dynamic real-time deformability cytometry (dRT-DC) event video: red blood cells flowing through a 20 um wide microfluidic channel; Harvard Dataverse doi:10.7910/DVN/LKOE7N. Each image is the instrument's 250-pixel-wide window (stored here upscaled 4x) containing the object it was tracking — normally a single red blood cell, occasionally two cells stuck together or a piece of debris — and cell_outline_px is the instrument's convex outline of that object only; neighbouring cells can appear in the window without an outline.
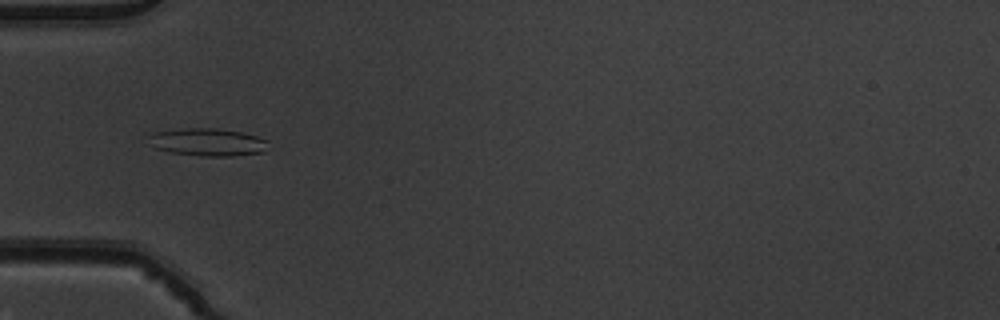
{"species": "common noctule bat (a hibernating species)", "species_latin": "Nyctalus noctula", "temperature_condition": "warm", "stored_images_in_passage": 53, "camera_frame_rate_fps": 3000, "um_per_image_px": 0.085, "animal": {"sex": "male", "body_mass_g": 19.5, "forearm_length_mm": 54.6}, "frame": {"image": 1, "passage_image": 18, "time_ms": 5.667, "image_size_px": [1000, 320], "cell_outline_px": [[268, 140], [264, 152], [232, 156], [200, 156], [168, 152], [156, 148], [148, 136], [152, 132], [184, 128], [216, 128], [240, 132], [256, 136]], "centroid_in_image_um": [17.65, 12.08], "position_along_channel_um": 67.4, "area_um2": 19.19}}
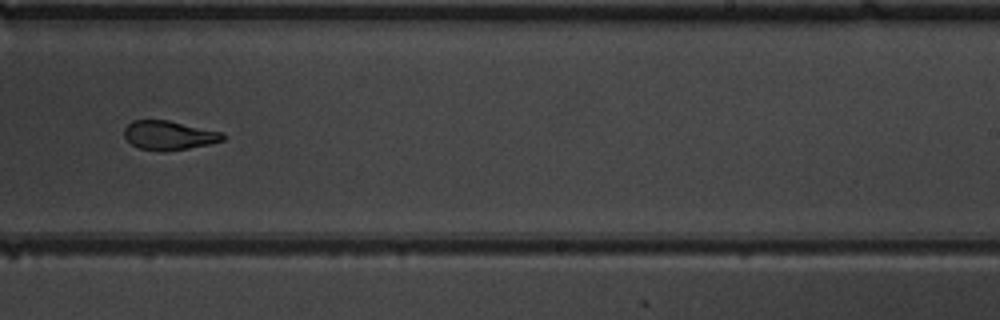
{"frame": {"image": 2, "passage_image": 34, "time_ms": 11.0, "image_size_px": [1000, 320], "cell_outline_px": [[224, 140], [212, 144], [164, 152], [160, 152], [140, 148], [132, 144], [124, 136], [124, 128], [132, 120], [168, 120], [220, 132], [224, 136]], "centroid_in_image_um": [14.34, 11.51], "position_along_channel_um": 274.7, "area_um2": 16.65}}
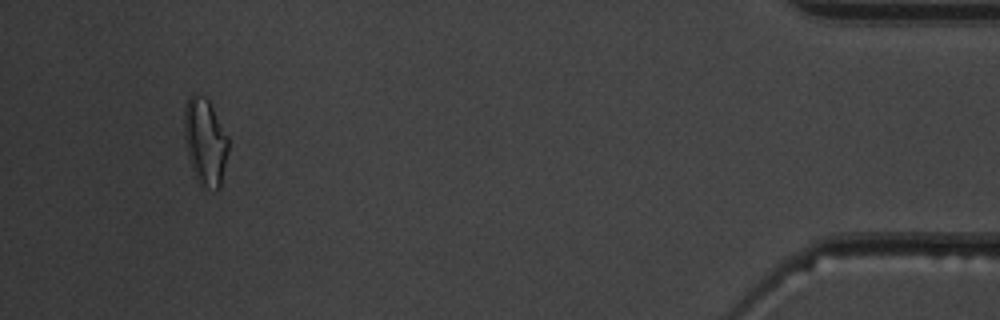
{"frame": {"image": 3, "passage_image": 50, "time_ms": 16.333, "image_size_px": [1000, 320], "cell_outline_px": [[228, 152], [220, 188], [216, 188], [200, 184], [192, 168], [188, 156], [184, 136], [184, 108], [188, 96], [196, 92], [204, 96], [208, 100], [228, 136]], "centroid_in_image_um": [17.43, 11.97], "position_along_channel_um": 417.8, "area_um2": 22.14}, "authors_computed_cell_mechanics": {"area_um2": 18.9006, "velocity_mm_per_s": 3.9014, "shape_relaxation_time_tau1_ms": 7.7129, "shape_relaxation_time_tau2_ms": 3.0187, "deformation_change_tau1": 0.235, "deformation_change_tau2": 0.1037}}